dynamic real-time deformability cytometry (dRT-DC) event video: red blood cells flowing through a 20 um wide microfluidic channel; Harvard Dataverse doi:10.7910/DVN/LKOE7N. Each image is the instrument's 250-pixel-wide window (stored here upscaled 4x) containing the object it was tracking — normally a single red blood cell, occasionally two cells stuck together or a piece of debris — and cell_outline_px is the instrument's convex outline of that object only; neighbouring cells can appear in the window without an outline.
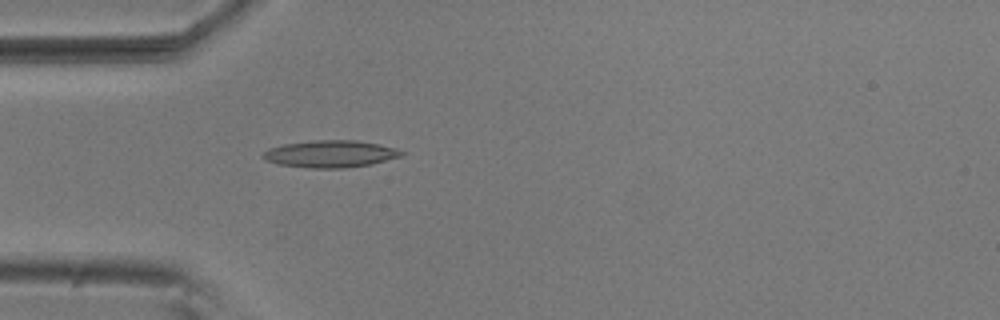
{"species": "common noctule bat (a hibernating species)", "species_latin": "Nyctalus noctula", "temperature_condition": "room temperature", "stored_images_in_passage": 5, "camera_frame_rate_fps": 3000, "um_per_image_px": 0.085, "animal": {"sex": "male", "body_mass_g": 20.5, "forearm_length_mm": 52.5}, "frame": {"image": 1, "passage_image": 5, "time_ms": 1.333, "image_size_px": [1000, 320], "cell_outline_px": [[404, 152], [400, 156], [372, 164], [344, 168], [308, 168], [280, 164], [264, 160], [260, 156], [268, 148], [284, 144], [312, 140], [356, 140], [380, 144], [396, 148]], "centroid_in_image_um": [28.06, 13.08], "position_along_channel_um": 56.9, "area_um2": 21.91}}